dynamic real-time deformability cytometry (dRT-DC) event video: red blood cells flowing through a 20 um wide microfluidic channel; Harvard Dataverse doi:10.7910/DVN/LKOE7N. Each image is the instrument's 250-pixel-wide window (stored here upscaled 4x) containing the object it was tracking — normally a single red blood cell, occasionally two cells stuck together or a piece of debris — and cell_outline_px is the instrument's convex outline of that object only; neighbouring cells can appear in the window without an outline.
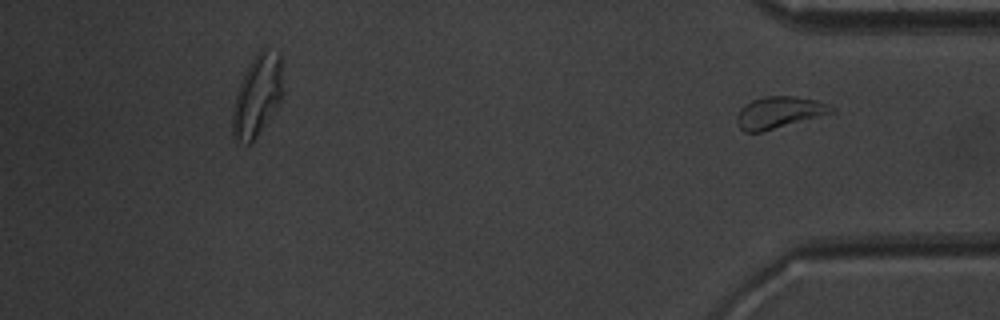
{"species": "common noctule bat (a hibernating species)", "species_latin": "Nyctalus noctula", "temperature_condition": "warm", "stored_images_in_passage": 39, "segment_of_instrument_passage": [2, 2], "camera_frame_rate_fps": 3000, "um_per_image_px": 0.085, "animal": {"sex": "male", "body_mass_g": 20.1, "forearm_length_mm": 53.5}, "frame": {"image": 1, "passage_image": 39, "time_ms": 12.667, "image_size_px": [1000, 320], "cell_outline_px": [[836, 112], [760, 132], [744, 132], [736, 124], [736, 116], [740, 108], [744, 104], [752, 100], [764, 96], [796, 96], [816, 100], [836, 108]], "centroid_in_image_um": [66.2, 9.55], "position_along_channel_um": 369.0, "area_um2": 17.57}}